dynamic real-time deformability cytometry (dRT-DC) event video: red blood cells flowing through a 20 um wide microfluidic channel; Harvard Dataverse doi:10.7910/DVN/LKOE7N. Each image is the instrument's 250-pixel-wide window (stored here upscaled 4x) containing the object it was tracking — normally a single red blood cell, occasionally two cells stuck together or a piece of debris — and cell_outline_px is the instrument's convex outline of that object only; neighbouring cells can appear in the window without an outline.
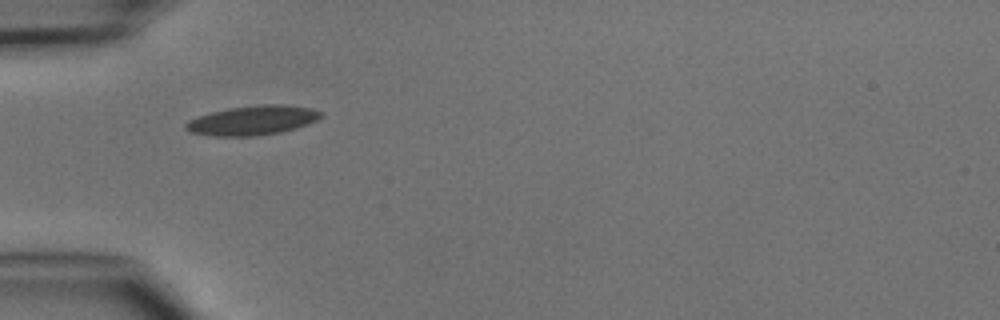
{"species": "common noctule bat (a hibernating species)", "species_latin": "Nyctalus noctula", "temperature_condition": "cold", "stored_images_in_passage": 1, "camera_frame_rate_fps": 3000, "um_per_image_px": 0.085, "animal": {"sex": "male", "body_mass_g": 15.6}, "frame": {"image": 1, "passage_image": 1, "time_ms": 0.0, "image_size_px": [1000, 320], "cell_outline_px": [[324, 112], [316, 120], [296, 128], [280, 132], [252, 136], [216, 136], [192, 132], [184, 128], [184, 124], [188, 120], [212, 112], [228, 108], [264, 104], [288, 104], [312, 108]], "centroid_in_image_um": [21.49, 10.22], "position_along_channel_um": 63.5, "area_um2": 23.0}}